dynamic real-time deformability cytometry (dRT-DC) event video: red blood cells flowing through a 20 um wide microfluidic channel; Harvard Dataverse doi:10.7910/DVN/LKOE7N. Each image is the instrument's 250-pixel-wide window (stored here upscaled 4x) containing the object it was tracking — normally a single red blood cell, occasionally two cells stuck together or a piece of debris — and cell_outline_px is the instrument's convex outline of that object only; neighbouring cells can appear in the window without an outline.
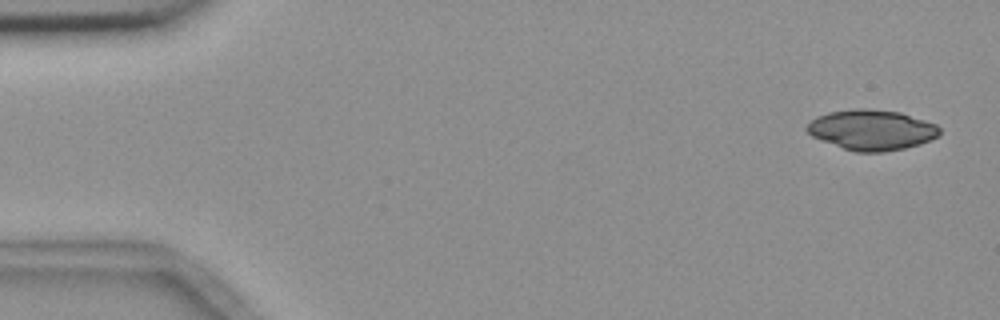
{"species": "common noctule bat (a hibernating species)", "species_latin": "Nyctalus noctula", "temperature_condition": "room temperature", "stored_images_in_passage": 4, "camera_frame_rate_fps": 3000, "um_per_image_px": 0.085, "animal": {"sex": "female", "body_mass_g": 18.4}, "frame": {"image": 1, "passage_image": 1, "time_ms": 0.0, "image_size_px": [1000, 320], "cell_outline_px": [[940, 132], [936, 136], [920, 144], [904, 148], [884, 152], [856, 152], [844, 148], [812, 136], [804, 128], [816, 116], [828, 112], [856, 108], [864, 108], [900, 112], [936, 124], [940, 128]], "centroid_in_image_um": [74.07, 11.03], "position_along_channel_um": 10.9, "area_um2": 30.92}}